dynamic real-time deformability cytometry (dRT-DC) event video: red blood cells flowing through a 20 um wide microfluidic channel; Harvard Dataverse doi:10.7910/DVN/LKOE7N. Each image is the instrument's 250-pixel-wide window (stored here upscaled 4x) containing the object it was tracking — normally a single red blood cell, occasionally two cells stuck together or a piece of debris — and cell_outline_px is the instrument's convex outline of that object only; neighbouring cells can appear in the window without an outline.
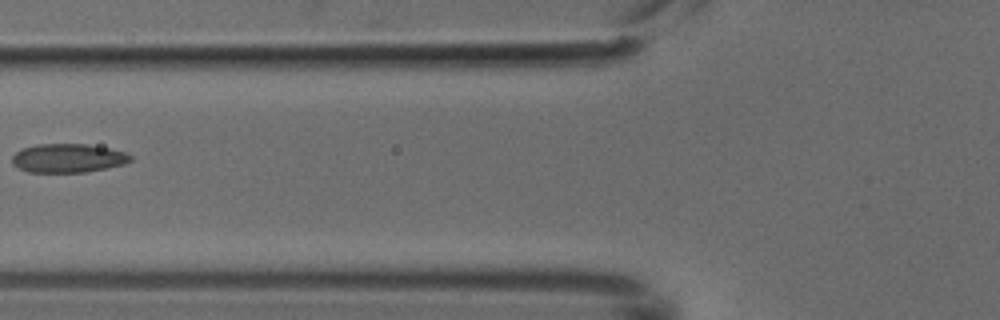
{"species": "common noctule bat (a hibernating species)", "species_latin": "Nyctalus noctula", "temperature_condition": "cold", "stored_images_in_passage": 3, "camera_frame_rate_fps": 3000, "um_per_image_px": 0.085, "animal": {"sex": "male", "body_mass_g": 18.8}, "frame": {"image": 1, "passage_image": 3, "time_ms": 0.667, "image_size_px": [1000, 320], "cell_outline_px": [[132, 160], [124, 164], [108, 168], [84, 172], [28, 172], [12, 164], [12, 156], [20, 148], [36, 144], [88, 144], [108, 148], [124, 152], [132, 156]], "centroid_in_image_um": [5.77, 13.44], "position_along_channel_um": 120.0, "area_um2": 19.94}}